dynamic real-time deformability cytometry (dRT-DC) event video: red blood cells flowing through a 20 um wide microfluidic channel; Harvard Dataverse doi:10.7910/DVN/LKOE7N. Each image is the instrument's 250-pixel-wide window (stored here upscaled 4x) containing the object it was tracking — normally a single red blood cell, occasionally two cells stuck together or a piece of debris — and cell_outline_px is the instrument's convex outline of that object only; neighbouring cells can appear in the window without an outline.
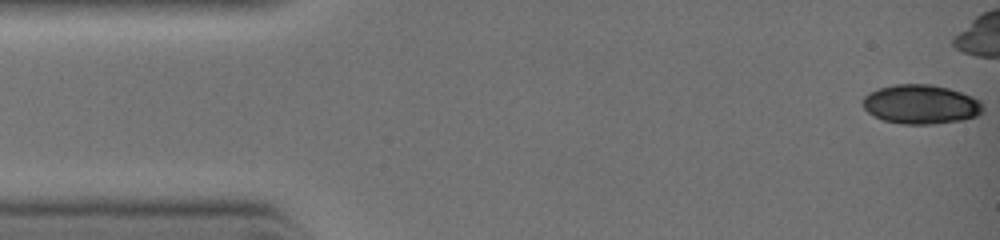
{"species": "common noctule bat (a hibernating species)", "species_latin": "Nyctalus noctula", "temperature_condition": "warm", "stored_images_in_passage": 21, "camera_frame_rate_fps": 3000, "um_per_image_px": 0.085, "animal": {"sex": "female", "body_mass_g": 19.0, "forearm_length_mm": 51.5}, "frame": {"image": 1, "passage_image": 1, "time_ms": 0.0, "image_size_px": [1000, 240], "cell_outline_px": [[984, 108], [976, 116], [960, 120], [928, 124], [904, 124], [884, 120], [868, 112], [860, 104], [860, 100], [868, 92], [880, 88], [896, 84], [932, 84], [948, 88], [972, 96], [980, 100], [984, 104]], "centroid_in_image_um": [78.25, 8.85], "position_along_channel_um": 6.8, "area_um2": 27.46}}
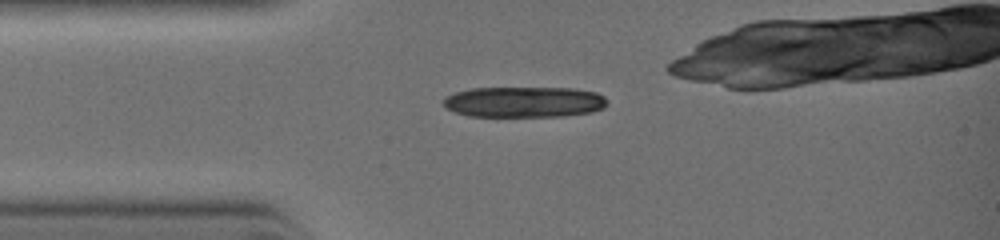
{"frame": {"image": 2, "passage_image": 11, "time_ms": 2.333, "image_size_px": [1000, 240], "cell_outline_px": [[608, 104], [604, 108], [592, 112], [564, 116], [468, 116], [444, 108], [444, 96], [456, 92], [472, 88], [576, 88], [596, 92], [604, 96], [608, 100]], "centroid_in_image_um": [44.58, 8.66], "position_along_channel_um": 40.4, "area_um2": 29.59}}